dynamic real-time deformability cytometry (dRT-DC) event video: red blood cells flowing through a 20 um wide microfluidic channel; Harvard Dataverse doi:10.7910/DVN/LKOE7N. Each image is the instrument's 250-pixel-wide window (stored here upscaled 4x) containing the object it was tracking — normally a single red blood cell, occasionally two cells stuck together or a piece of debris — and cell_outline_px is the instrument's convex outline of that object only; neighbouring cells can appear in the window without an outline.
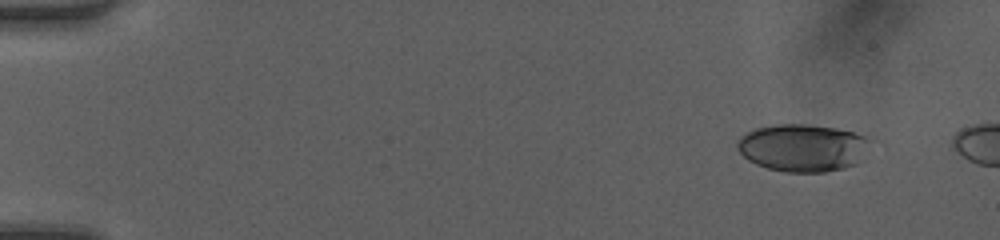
{"species": "human", "species_latin": "Homo sapiens", "temperature_condition": "room temperature", "stored_images_in_passage": 44, "camera_frame_rate_fps": 3000, "um_per_image_px": 0.085, "donor": {"sex": "female"}, "frame": {"image": 1, "passage_image": 1, "time_ms": 0.0, "image_size_px": [1000, 240], "cell_outline_px": [[872, 140], [856, 164], [844, 168], [824, 172], [784, 172], [768, 168], [756, 164], [748, 160], [736, 148], [736, 144], [740, 136], [756, 128], [776, 124], [804, 124], [836, 128], [852, 132], [864, 136]], "centroid_in_image_um": [68.2, 12.56], "position_along_channel_um": 16.8, "area_um2": 36.65}}
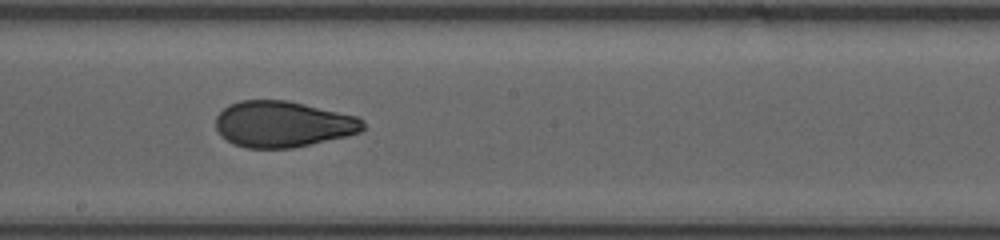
{"frame": {"image": 2, "passage_image": 25, "time_ms": 8.0, "image_size_px": [1000, 240], "cell_outline_px": [[364, 128], [360, 132], [348, 136], [292, 148], [248, 148], [232, 144], [220, 136], [216, 128], [216, 116], [228, 104], [240, 100], [288, 100], [356, 116], [364, 120]], "centroid_in_image_um": [24.02, 10.55], "position_along_channel_um": 224.2, "area_um2": 39.77}}
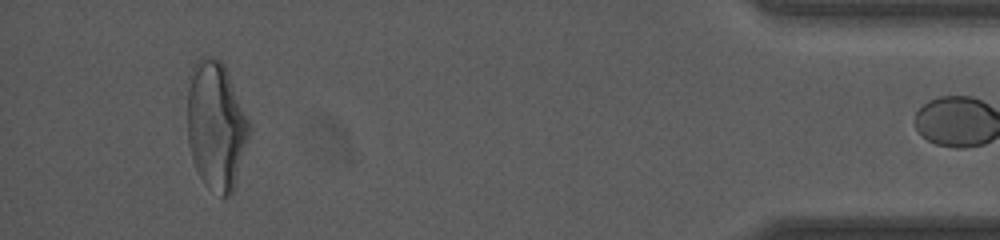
{"frame": {"image": 3, "passage_image": 43, "time_ms": 14.0, "image_size_px": [1000, 240], "cell_outline_px": [[252, 128], [236, 184], [232, 192], [228, 196], [220, 196], [208, 188], [204, 184], [196, 168], [188, 144], [188, 72], [196, 60], [200, 56], [216, 56], [224, 64], [228, 72]], "centroid_in_image_um": [18.37, 10.64], "position_along_channel_um": 416.8, "area_um2": 46.88}}